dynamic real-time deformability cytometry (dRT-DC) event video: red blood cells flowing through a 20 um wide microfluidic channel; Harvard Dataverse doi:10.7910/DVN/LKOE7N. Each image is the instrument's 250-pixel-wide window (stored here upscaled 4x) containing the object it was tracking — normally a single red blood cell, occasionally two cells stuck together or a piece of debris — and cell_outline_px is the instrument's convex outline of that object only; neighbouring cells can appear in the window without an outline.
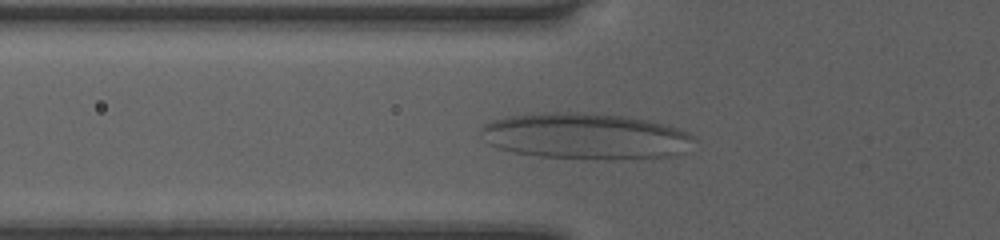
{"species": "human", "species_latin": "Homo sapiens", "temperature_condition": "room temperature", "stored_images_in_passage": 48, "camera_frame_rate_fps": 3000, "um_per_image_px": 0.085, "donor": {"sex": "female"}, "frame": {"image": 1, "passage_image": 15, "time_ms": 4.667, "image_size_px": [1000, 240], "cell_outline_px": [[696, 136], [684, 152], [676, 156], [608, 160], [540, 156], [512, 152], [496, 148], [488, 144], [484, 140], [480, 132], [480, 128], [484, 124], [492, 120], [508, 116], [544, 112], [576, 112], [628, 116], [648, 120], [664, 124], [688, 132]], "centroid_in_image_um": [49.75, 11.58], "position_along_channel_um": 76.1, "area_um2": 57.8}}
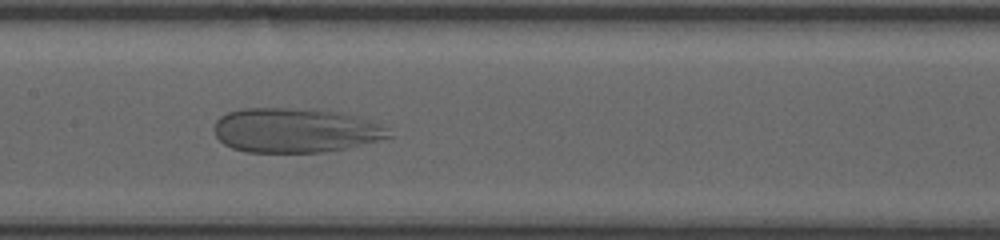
{"frame": {"image": 2, "passage_image": 23, "time_ms": 7.333, "image_size_px": [1000, 240], "cell_outline_px": [[392, 136], [344, 148], [324, 152], [248, 152], [232, 148], [224, 144], [216, 136], [212, 128], [216, 120], [220, 116], [228, 112], [244, 108], [316, 108], [340, 112], [368, 120], [380, 124]], "centroid_in_image_um": [25.02, 11.06], "position_along_channel_um": 182.4, "area_um2": 45.2}}
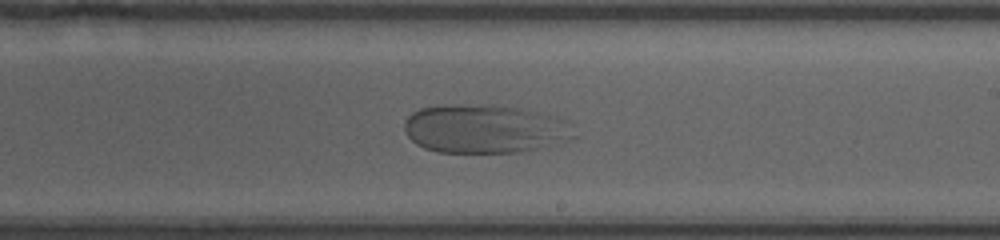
{"frame": {"image": 3, "passage_image": 28, "time_ms": 9.0, "image_size_px": [1000, 240], "cell_outline_px": [[580, 136], [572, 140], [520, 152], [436, 152], [424, 148], [416, 144], [404, 132], [404, 120], [412, 112], [420, 108], [456, 104], [492, 104], [516, 108], [556, 116], [568, 120], [572, 124]], "centroid_in_image_um": [41.26, 10.95], "position_along_channel_um": 247.7, "area_um2": 48.78}}